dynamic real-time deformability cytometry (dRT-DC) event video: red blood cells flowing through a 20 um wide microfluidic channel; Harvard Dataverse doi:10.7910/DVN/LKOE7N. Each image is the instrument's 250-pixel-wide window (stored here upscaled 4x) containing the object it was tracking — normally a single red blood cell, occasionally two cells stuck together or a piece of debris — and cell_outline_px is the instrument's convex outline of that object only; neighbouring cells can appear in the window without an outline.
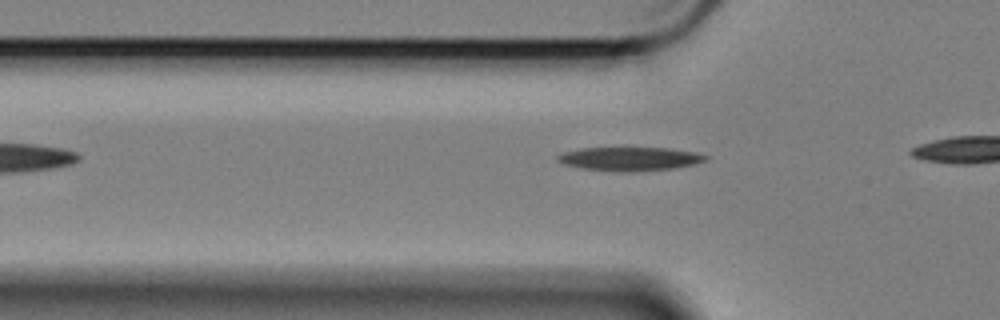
{"species": "Egyptian fruit bat (a non-hibernating species)", "species_latin": "Rousettus aegyptiacus", "temperature_condition": "cold", "stored_images_in_passage": 5, "camera_frame_rate_fps": 3000, "um_per_image_px": 0.085, "animal": {"sex": "female"}, "frame": {"image": 1, "passage_image": 2, "time_ms": 0.333, "image_size_px": [1000, 320], "cell_outline_px": [[708, 160], [692, 164], [672, 168], [632, 172], [616, 172], [584, 168], [568, 164], [556, 160], [556, 156], [564, 152], [584, 148], [668, 148], [696, 152], [708, 156]], "centroid_in_image_um": [53.56, 13.5], "position_along_channel_um": 72.2, "area_um2": 20.17}}